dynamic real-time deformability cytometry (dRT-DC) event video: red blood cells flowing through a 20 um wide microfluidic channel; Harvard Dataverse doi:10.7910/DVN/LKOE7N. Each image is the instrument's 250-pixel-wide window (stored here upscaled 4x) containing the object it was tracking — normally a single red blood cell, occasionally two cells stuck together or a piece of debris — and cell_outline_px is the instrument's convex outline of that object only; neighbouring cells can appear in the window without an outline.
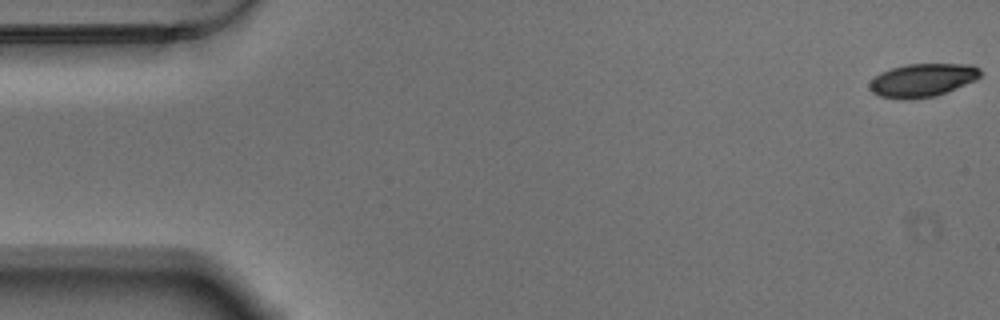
{"species": "Egyptian fruit bat (a non-hibernating species)", "species_latin": "Rousettus aegyptiacus", "temperature_condition": "warm", "stored_images_in_passage": 53, "camera_frame_rate_fps": 3000, "um_per_image_px": 0.085, "animal": {"sex": "male"}, "frame": {"image": 1, "passage_image": 1, "time_ms": 0.0, "image_size_px": [1000, 320], "cell_outline_px": [[980, 76], [976, 80], [936, 96], [912, 100], [896, 100], [880, 96], [872, 92], [868, 88], [868, 84], [880, 72], [904, 64], [972, 64], [980, 68]], "centroid_in_image_um": [78.38, 6.83], "position_along_channel_um": 6.6, "area_um2": 21.79}}
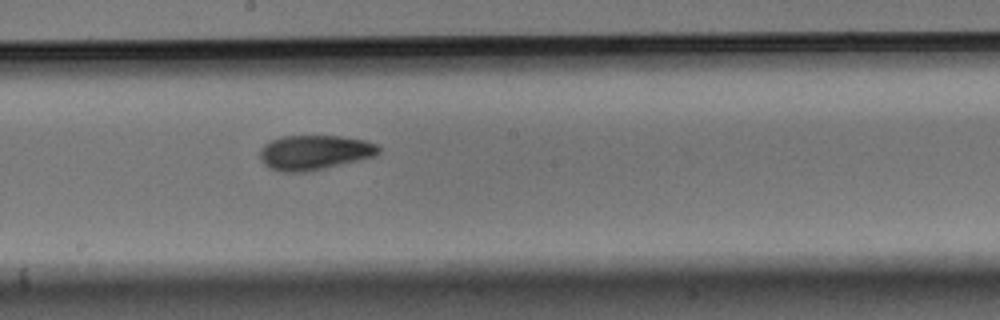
{"frame": {"image": 2, "passage_image": 31, "time_ms": 10.0, "image_size_px": [1000, 320], "cell_outline_px": [[380, 152], [376, 156], [324, 168], [304, 172], [284, 172], [268, 168], [260, 160], [260, 152], [264, 144], [272, 140], [284, 136], [340, 136], [364, 140], [376, 144], [380, 148]], "centroid_in_image_um": [26.72, 12.96], "position_along_channel_um": 221.5, "area_um2": 23.93}}
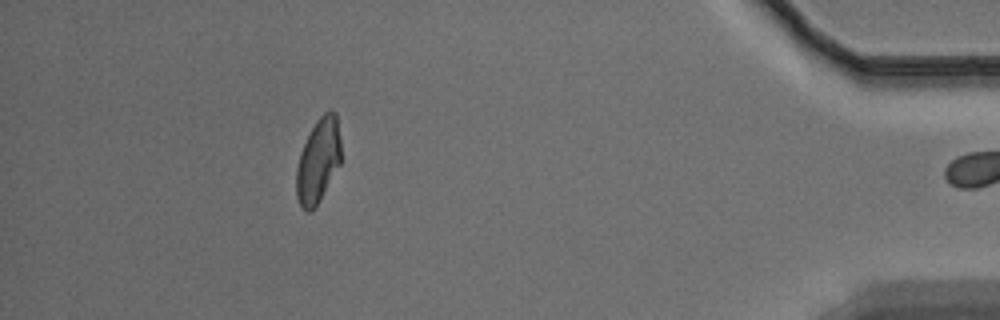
{"frame": {"image": 3, "passage_image": 52, "time_ms": 17.0, "image_size_px": [1000, 320], "cell_outline_px": [[340, 164], [320, 200], [312, 212], [308, 212], [300, 208], [296, 196], [296, 168], [300, 152], [316, 120], [324, 112], [332, 108], [336, 112], [340, 140]], "centroid_in_image_um": [27.04, 13.68], "position_along_channel_um": 408.2, "area_um2": 22.08}}